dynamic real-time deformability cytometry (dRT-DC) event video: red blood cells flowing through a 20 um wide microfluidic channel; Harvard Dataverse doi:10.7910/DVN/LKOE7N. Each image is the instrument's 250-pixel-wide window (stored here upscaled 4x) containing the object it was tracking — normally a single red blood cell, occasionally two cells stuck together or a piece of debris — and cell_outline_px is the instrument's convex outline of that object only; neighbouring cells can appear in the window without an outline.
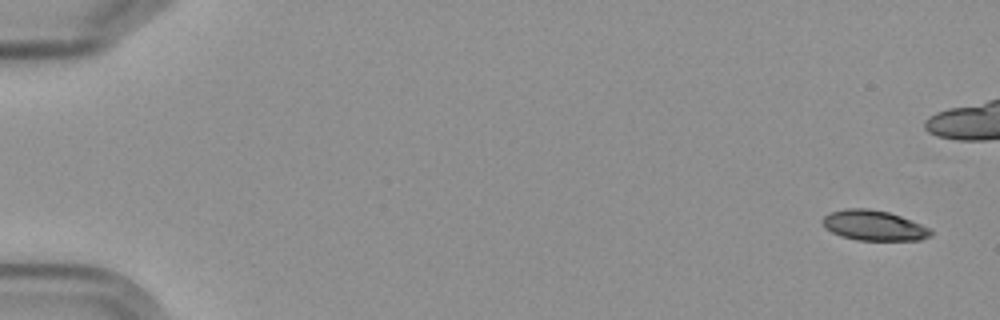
{"species": "Egyptian fruit bat (a non-hibernating species)", "species_latin": "Rousettus aegyptiacus", "temperature_condition": "cold", "stored_images_in_passage": 6, "camera_frame_rate_fps": 3000, "um_per_image_px": 0.085, "frame": {"image": 1, "passage_image": 1, "time_ms": 0.0, "image_size_px": [1000, 320], "cell_outline_px": [[932, 236], [920, 240], [856, 240], [840, 236], [824, 228], [820, 220], [828, 212], [844, 208], [868, 208], [888, 212], [900, 216], [932, 228]], "centroid_in_image_um": [74.25, 19.16], "position_along_channel_um": 10.8, "area_um2": 19.36}}